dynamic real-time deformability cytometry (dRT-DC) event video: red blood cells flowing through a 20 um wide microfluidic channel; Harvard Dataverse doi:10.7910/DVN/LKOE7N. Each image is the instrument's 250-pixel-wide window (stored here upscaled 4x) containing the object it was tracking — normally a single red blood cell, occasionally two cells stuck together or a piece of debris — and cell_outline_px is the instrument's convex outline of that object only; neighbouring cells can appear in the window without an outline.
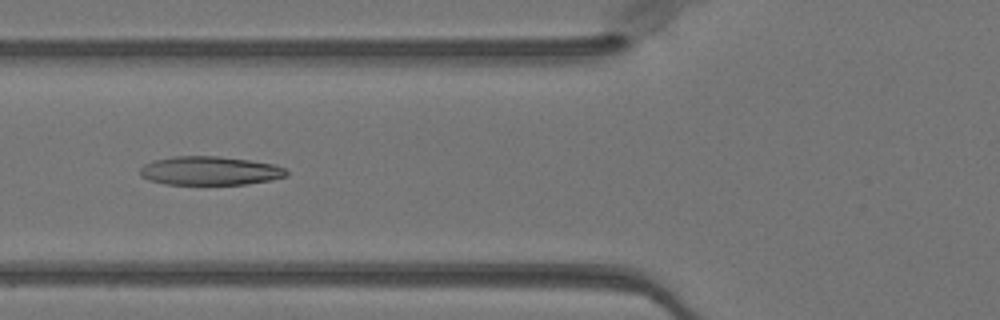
{"species": "Egyptian fruit bat (a non-hibernating species)", "species_latin": "Rousettus aegyptiacus", "temperature_condition": "warm", "stored_images_in_passage": 32, "camera_frame_rate_fps": 3000, "um_per_image_px": 0.085, "animal": {"sex": "female"}, "frame": {"image": 1, "passage_image": 14, "time_ms": 4.333, "image_size_px": [1000, 320], "cell_outline_px": [[288, 176], [272, 180], [244, 184], [164, 184], [148, 180], [140, 176], [140, 168], [144, 164], [152, 160], [172, 156], [216, 156], [248, 160], [272, 164], [284, 168], [288, 172]], "centroid_in_image_um": [17.8, 14.51], "position_along_channel_um": 108.0, "area_um2": 24.57}}
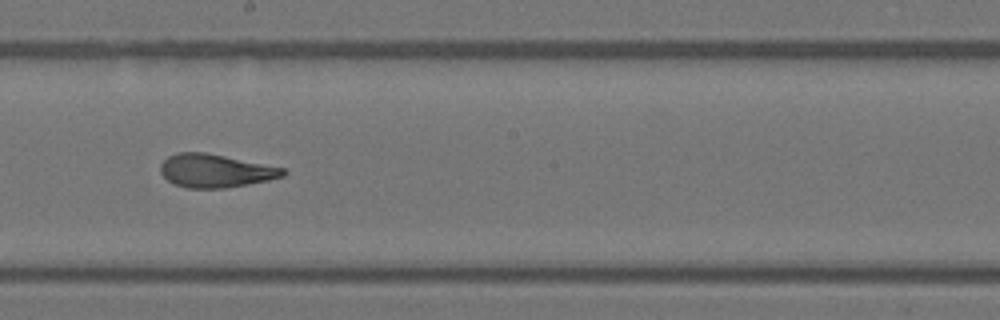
{"frame": {"image": 2, "passage_image": 23, "time_ms": 7.333, "image_size_px": [1000, 320], "cell_outline_px": [[288, 172], [284, 176], [268, 180], [224, 188], [188, 188], [176, 184], [168, 180], [160, 172], [160, 164], [168, 156], [176, 152], [204, 152], [284, 168]], "centroid_in_image_um": [18.29, 14.51], "position_along_channel_um": 229.9, "area_um2": 23.52}}